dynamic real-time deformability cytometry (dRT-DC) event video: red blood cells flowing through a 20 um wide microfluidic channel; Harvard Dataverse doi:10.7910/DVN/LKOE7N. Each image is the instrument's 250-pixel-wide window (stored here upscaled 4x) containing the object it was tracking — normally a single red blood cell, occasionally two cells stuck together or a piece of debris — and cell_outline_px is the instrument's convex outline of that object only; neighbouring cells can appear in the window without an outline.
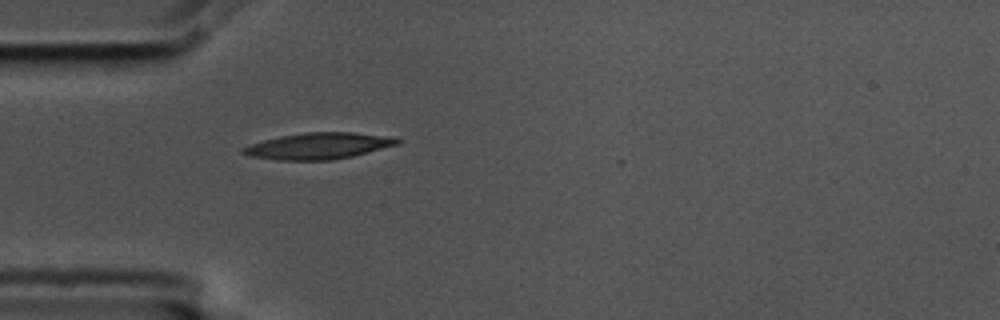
{"species": "common noctule bat (a hibernating species)", "species_latin": "Nyctalus noctula", "temperature_condition": "cold", "stored_images_in_passage": 41, "camera_frame_rate_fps": 3000, "um_per_image_px": 0.085, "animal": {"sex": "male", "body_mass_g": 17.5, "forearm_length_mm": 52.3}, "frame": {"image": 1, "passage_image": 1, "time_ms": 0.0, "image_size_px": [1000, 320], "cell_outline_px": [[404, 140], [400, 144], [352, 156], [332, 160], [276, 160], [252, 156], [240, 152], [240, 148], [264, 140], [280, 136], [304, 132], [352, 132], [396, 136]], "centroid_in_image_um": [27.16, 12.39], "position_along_channel_um": 57.8, "area_um2": 23.93}}
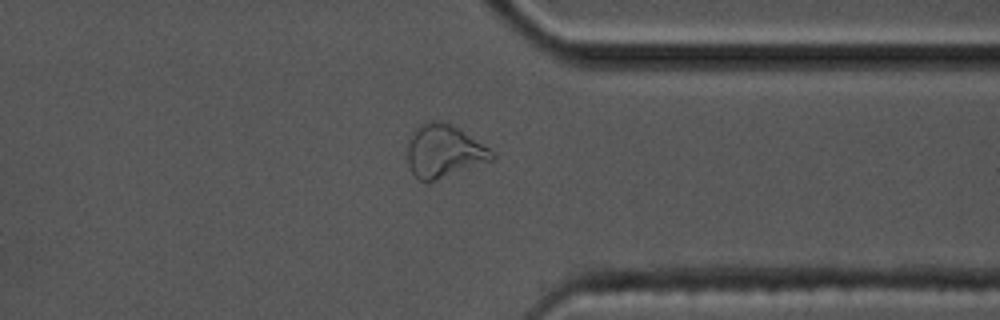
{"frame": {"image": 2, "passage_image": 28, "time_ms": 9.0, "image_size_px": [1000, 320], "cell_outline_px": [[496, 156], [492, 160], [432, 180], [420, 180], [412, 172], [408, 164], [408, 144], [412, 132], [424, 120], [444, 120], [488, 148]], "centroid_in_image_um": [37.68, 12.8], "position_along_channel_um": 373.7, "area_um2": 25.26}}
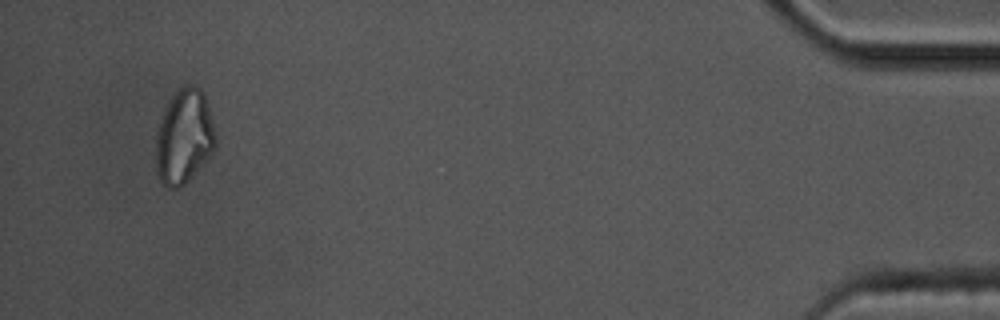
{"frame": {"image": 3, "passage_image": 38, "time_ms": 12.333, "image_size_px": [1000, 320], "cell_outline_px": [[216, 148], [188, 180], [184, 184], [176, 188], [168, 188], [160, 180], [156, 168], [156, 136], [160, 120], [172, 96], [180, 88], [188, 84], [196, 84], [200, 88], [208, 104], [216, 136]], "centroid_in_image_um": [15.65, 11.61], "position_along_channel_um": 419.5, "area_um2": 32.54}}